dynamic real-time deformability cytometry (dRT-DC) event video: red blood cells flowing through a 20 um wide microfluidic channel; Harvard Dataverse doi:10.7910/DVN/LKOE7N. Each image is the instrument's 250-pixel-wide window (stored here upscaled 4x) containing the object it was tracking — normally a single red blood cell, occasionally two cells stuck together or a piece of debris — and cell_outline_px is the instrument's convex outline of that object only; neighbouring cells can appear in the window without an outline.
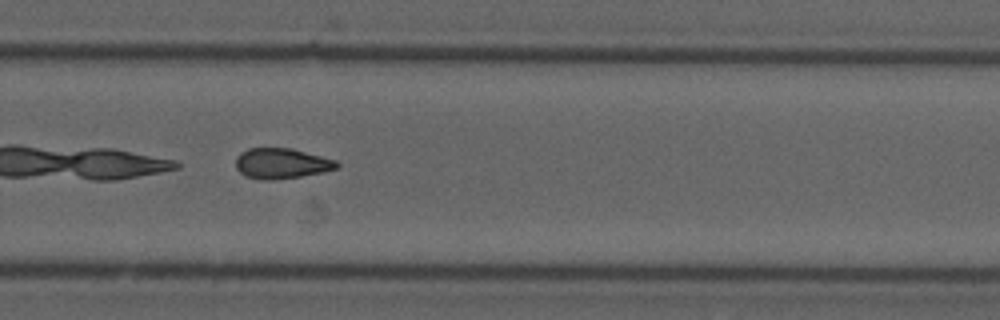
{"species": "common noctule bat (a hibernating species)", "species_latin": "Nyctalus noctula", "temperature_condition": "cold", "stored_images_in_passage": 36, "camera_frame_rate_fps": 3000, "um_per_image_px": 0.085, "animal": {"sex": "male", "forearm_length_mm": 52.5}, "frame": {"image": 1, "passage_image": 21, "time_ms": 6.667, "image_size_px": [1000, 320], "cell_outline_px": [[340, 164], [336, 168], [324, 172], [300, 176], [272, 180], [260, 180], [248, 176], [240, 172], [236, 168], [236, 156], [240, 152], [248, 148], [292, 148], [336, 160]], "centroid_in_image_um": [23.92, 13.88], "position_along_channel_um": 305.9, "area_um2": 17.92}, "authors_computed_cell_mechanics": {"area_um2": 18.5538, "velocity_mm_per_s": 3.7477, "shape_relaxation_time_tau1_ms": null, "shape_relaxation_time_tau2_ms": 5.7345, "deformation_change_tau1": null, "deformation_change_tau2": 0.1259}}